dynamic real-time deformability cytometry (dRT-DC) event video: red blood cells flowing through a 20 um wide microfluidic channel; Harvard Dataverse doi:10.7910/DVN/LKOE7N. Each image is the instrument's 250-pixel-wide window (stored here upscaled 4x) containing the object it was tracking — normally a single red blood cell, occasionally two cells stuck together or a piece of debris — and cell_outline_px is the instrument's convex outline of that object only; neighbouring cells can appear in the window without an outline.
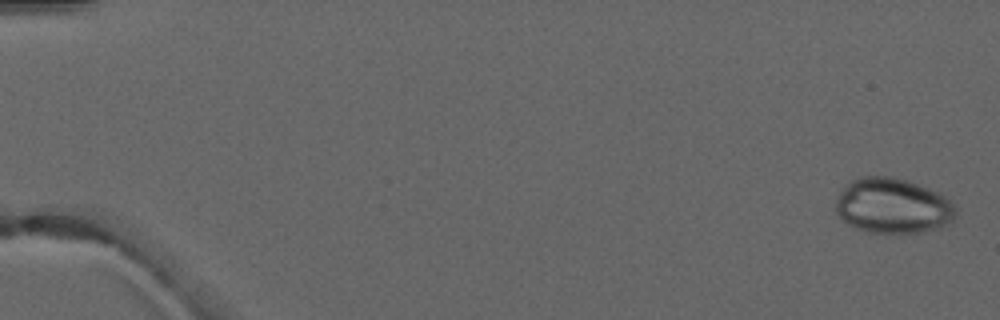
{"species": "common noctule bat (a hibernating species)", "species_latin": "Nyctalus noctula", "temperature_condition": "warm", "stored_images_in_passage": 4, "camera_frame_rate_fps": 3000, "um_per_image_px": 0.085, "animal": {"sex": "male", "forearm_length_mm": 52.5}, "frame": {"image": 1, "passage_image": 1, "time_ms": 0.0, "image_size_px": [1000, 320], "cell_outline_px": [[956, 216], [948, 224], [940, 228], [924, 232], [868, 232], [856, 228], [848, 224], [836, 212], [836, 200], [840, 192], [852, 180], [860, 176], [892, 176], [908, 180], [940, 192], [956, 204]], "centroid_in_image_um": [75.94, 17.48], "position_along_channel_um": 9.1, "area_um2": 38.9}}